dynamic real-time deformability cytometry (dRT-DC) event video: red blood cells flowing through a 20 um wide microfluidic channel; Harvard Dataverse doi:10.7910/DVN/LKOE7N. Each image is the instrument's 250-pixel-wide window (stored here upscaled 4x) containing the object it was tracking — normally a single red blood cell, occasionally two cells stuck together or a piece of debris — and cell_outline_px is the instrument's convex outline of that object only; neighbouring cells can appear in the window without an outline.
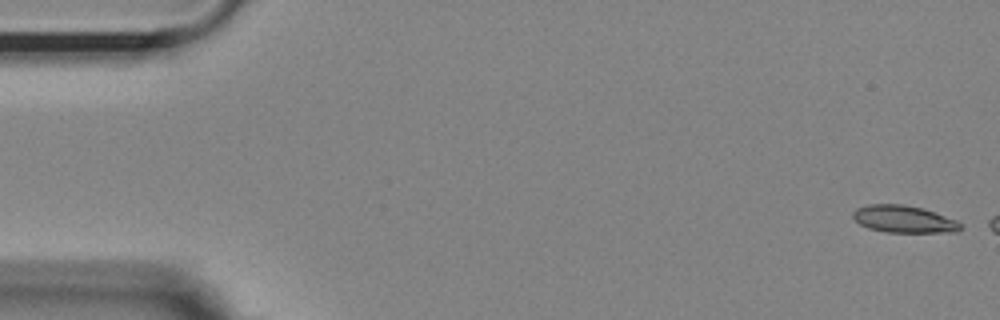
{"species": "Egyptian fruit bat (a non-hibernating species)", "species_latin": "Rousettus aegyptiacus", "temperature_condition": "room temperature", "stored_images_in_passage": 6, "camera_frame_rate_fps": 3000, "um_per_image_px": 0.085, "animal": {"sex": "female"}, "frame": {"image": 1, "passage_image": 1, "time_ms": 0.0, "image_size_px": [1000, 320], "cell_outline_px": [[964, 228], [960, 232], [888, 232], [868, 228], [860, 224], [852, 216], [852, 212], [856, 208], [868, 204], [904, 204], [924, 208], [956, 220]], "centroid_in_image_um": [76.84, 18.62], "position_along_channel_um": 8.2, "area_um2": 17.17}}